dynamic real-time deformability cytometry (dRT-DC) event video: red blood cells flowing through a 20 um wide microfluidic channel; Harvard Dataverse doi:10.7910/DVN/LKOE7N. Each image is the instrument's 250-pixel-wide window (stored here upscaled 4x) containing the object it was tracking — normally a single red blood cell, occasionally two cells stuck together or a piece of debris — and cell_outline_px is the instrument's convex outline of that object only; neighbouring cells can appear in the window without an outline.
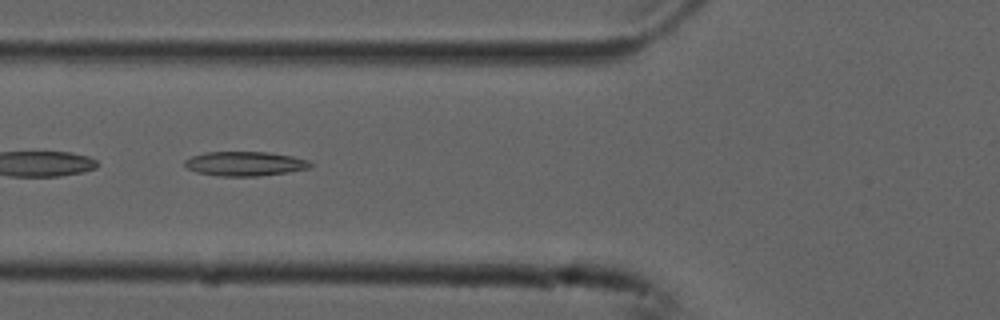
{"species": "common noctule bat (a hibernating species)", "species_latin": "Nyctalus noctula", "temperature_condition": "cold", "stored_images_in_passage": 52, "camera_frame_rate_fps": 3000, "um_per_image_px": 0.085, "animal": {"sex": "male", "forearm_length_mm": 52.5}, "frame": {"image": 1, "passage_image": 20, "time_ms": 6.333, "image_size_px": [1000, 320], "cell_outline_px": [[316, 164], [308, 168], [288, 172], [256, 176], [220, 176], [196, 172], [188, 168], [184, 164], [184, 160], [192, 156], [204, 152], [268, 152], [292, 156], [308, 160]], "centroid_in_image_um": [20.83, 13.91], "position_along_channel_um": 105.0, "area_um2": 17.86}}
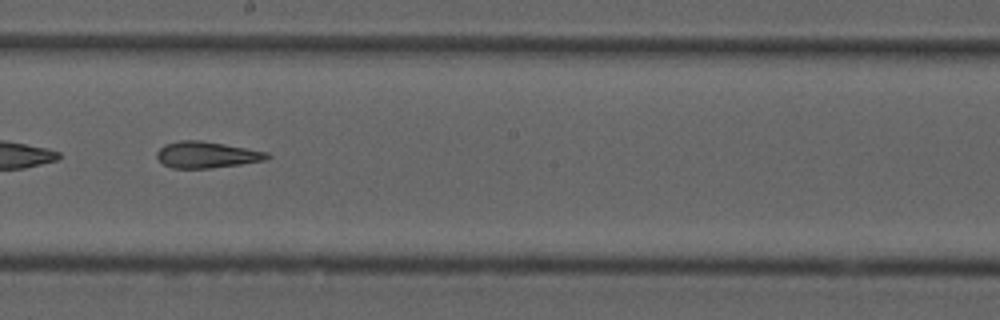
{"frame": {"image": 2, "passage_image": 30, "time_ms": 9.667, "image_size_px": [1000, 320], "cell_outline_px": [[272, 156], [268, 160], [240, 164], [208, 168], [172, 168], [164, 164], [156, 156], [156, 152], [164, 144], [180, 140], [200, 140], [224, 144], [268, 152]], "centroid_in_image_um": [17.58, 13.15], "position_along_channel_um": 230.6, "area_um2": 16.94}}
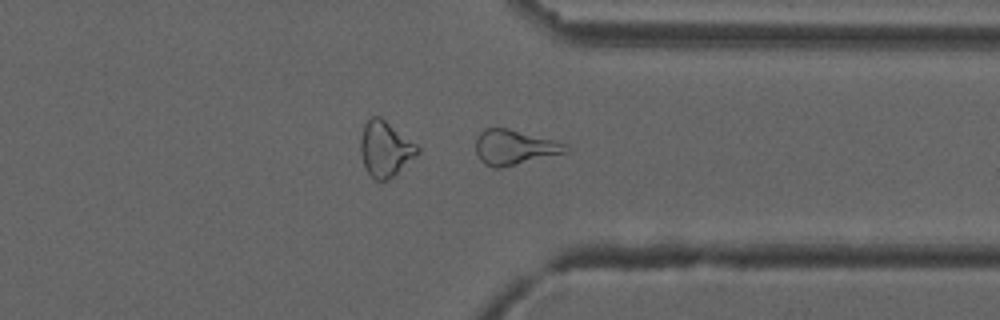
{"frame": {"image": 3, "passage_image": 41, "time_ms": 13.333, "image_size_px": [1000, 320], "cell_outline_px": [[572, 148], [568, 152], [500, 168], [492, 168], [484, 164], [480, 160], [476, 152], [476, 140], [480, 132], [484, 128], [508, 128], [568, 144]], "centroid_in_image_um": [43.73, 12.52], "position_along_channel_um": 367.7, "area_um2": 18.38}, "authors_computed_cell_mechanics": {"area_um2": 19.3052, "velocity_mm_per_s": 3.7607, "shape_relaxation_time_tau1_ms": null, "shape_relaxation_time_tau2_ms": 4.7866, "deformation_change_tau1": null, "deformation_change_tau2": 0.1438}}